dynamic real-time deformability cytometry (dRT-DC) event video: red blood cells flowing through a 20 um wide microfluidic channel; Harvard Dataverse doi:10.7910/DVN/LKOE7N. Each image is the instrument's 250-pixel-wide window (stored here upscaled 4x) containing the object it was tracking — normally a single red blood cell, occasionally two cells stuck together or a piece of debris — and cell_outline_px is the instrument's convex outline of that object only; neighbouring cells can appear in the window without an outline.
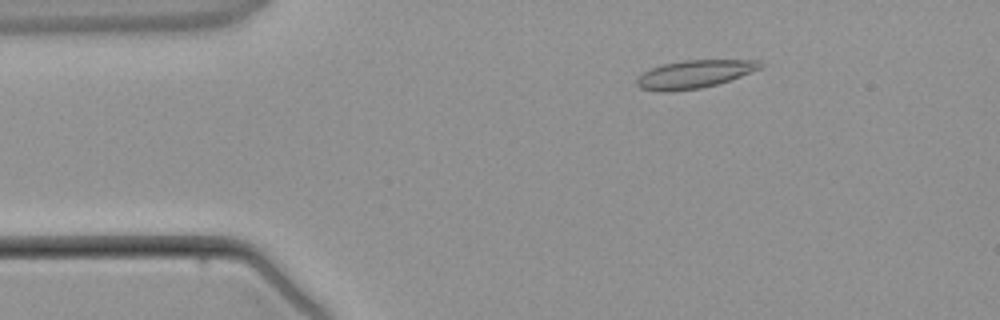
{"species": "common noctule bat (a hibernating species)", "species_latin": "Nyctalus noctula", "temperature_condition": "warm", "stored_images_in_passage": 3, "camera_frame_rate_fps": 3000, "um_per_image_px": 0.085, "animal": {"sex": "male", "body_mass_g": 21.5, "forearm_length_mm": 52.0}, "frame": {"image": 1, "passage_image": 2, "time_ms": 1.0, "image_size_px": [1000, 320], "cell_outline_px": [[764, 68], [716, 84], [700, 88], [668, 92], [664, 92], [640, 88], [636, 84], [636, 80], [644, 72], [660, 64], [684, 60], [760, 60], [764, 64]], "centroid_in_image_um": [59.05, 6.29], "position_along_channel_um": 26.0, "area_um2": 20.11}}